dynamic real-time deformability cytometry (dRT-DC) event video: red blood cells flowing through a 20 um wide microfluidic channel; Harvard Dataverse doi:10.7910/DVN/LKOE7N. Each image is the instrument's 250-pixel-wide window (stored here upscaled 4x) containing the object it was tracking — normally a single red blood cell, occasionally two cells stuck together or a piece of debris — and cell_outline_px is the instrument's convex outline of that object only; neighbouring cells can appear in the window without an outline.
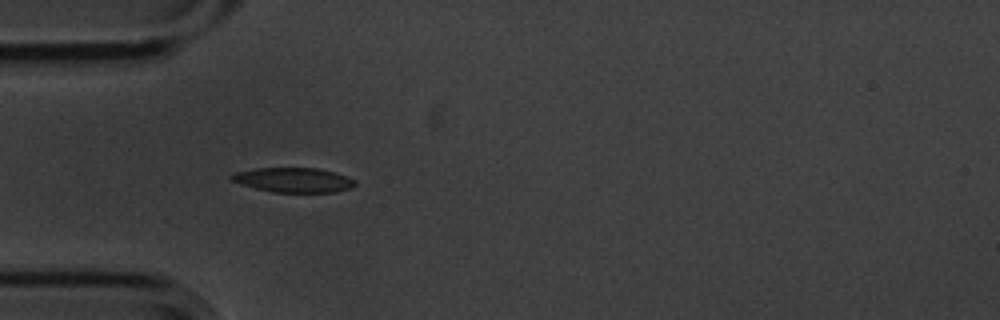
{"species": "common noctule bat (a hibernating species)", "species_latin": "Nyctalus noctula", "temperature_condition": "cold", "stored_images_in_passage": 4, "camera_frame_rate_fps": 3000, "um_per_image_px": 0.085, "animal": {"sex": "male", "body_mass_g": 20.1, "forearm_length_mm": 53.5}, "frame": {"image": 1, "passage_image": 4, "time_ms": 1.0, "image_size_px": [1000, 320], "cell_outline_px": [[356, 184], [352, 188], [336, 192], [272, 192], [256, 188], [232, 180], [228, 176], [236, 172], [256, 168], [316, 168], [332, 172], [356, 180]], "centroid_in_image_um": [24.97, 15.3], "position_along_channel_um": 60.0, "area_um2": 17.51}}